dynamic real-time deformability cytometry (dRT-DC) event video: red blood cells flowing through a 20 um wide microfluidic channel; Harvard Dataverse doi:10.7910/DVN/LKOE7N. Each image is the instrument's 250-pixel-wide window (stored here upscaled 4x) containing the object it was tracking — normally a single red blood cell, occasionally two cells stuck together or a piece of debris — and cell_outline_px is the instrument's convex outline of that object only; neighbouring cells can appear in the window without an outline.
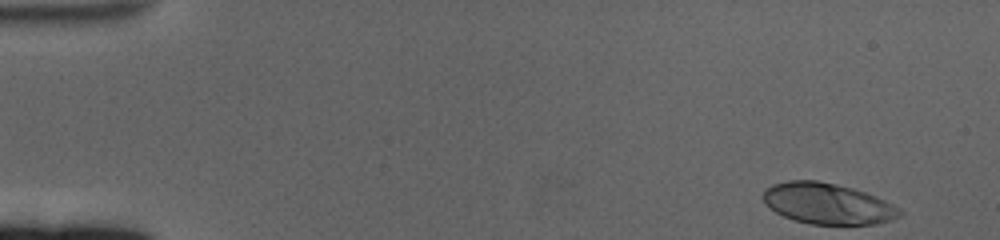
{"species": "human", "species_latin": "Homo sapiens", "temperature_condition": "cold", "stored_images_in_passage": 57, "camera_frame_rate_fps": 3000, "um_per_image_px": 0.085, "donor": {"sex": "female"}, "frame": {"image": 1, "passage_image": 1, "time_ms": 0.0, "image_size_px": [1000, 240], "cell_outline_px": [[904, 216], [892, 220], [876, 224], [812, 224], [792, 220], [768, 208], [764, 204], [764, 188], [772, 184], [788, 180], [816, 180], [836, 184], [852, 188], [876, 196], [900, 208], [904, 212]], "centroid_in_image_um": [70.36, 17.31], "position_along_channel_um": 14.6, "area_um2": 32.89}}
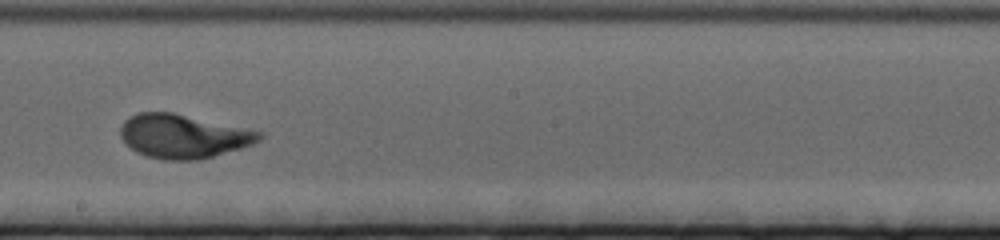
{"frame": {"image": 2, "passage_image": 32, "time_ms": 10.333, "image_size_px": [1000, 240], "cell_outline_px": [[264, 136], [260, 140], [252, 144], [240, 148], [200, 160], [164, 160], [148, 156], [136, 152], [120, 136], [120, 124], [128, 116], [136, 112], [172, 112], [264, 132]], "centroid_in_image_um": [15.56, 11.57], "position_along_channel_um": 232.6, "area_um2": 35.49}}
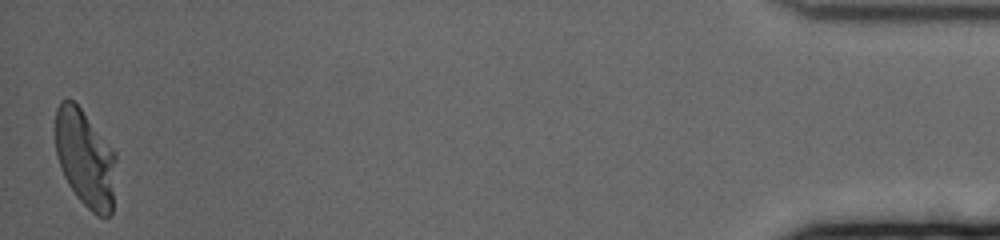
{"frame": {"image": 3, "passage_image": 57, "time_ms": 18.667, "image_size_px": [1000, 240], "cell_outline_px": [[116, 160], [112, 216], [96, 216], [80, 200], [68, 184], [64, 176], [56, 152], [56, 108], [60, 100], [68, 96], [80, 108], [112, 148], [116, 156]], "centroid_in_image_um": [7.25, 13.47], "position_along_channel_um": 428.0, "area_um2": 34.28}, "authors_computed_cell_mechanics": {"area_um2": 33.9864, "velocity_mm_per_s": 3.3511, "shape_relaxation_time_tau1_ms": 3.2608, "shape_relaxation_time_tau2_ms": null, "deformation_change_tau1": 0.1932, "deformation_change_tau2": null}}